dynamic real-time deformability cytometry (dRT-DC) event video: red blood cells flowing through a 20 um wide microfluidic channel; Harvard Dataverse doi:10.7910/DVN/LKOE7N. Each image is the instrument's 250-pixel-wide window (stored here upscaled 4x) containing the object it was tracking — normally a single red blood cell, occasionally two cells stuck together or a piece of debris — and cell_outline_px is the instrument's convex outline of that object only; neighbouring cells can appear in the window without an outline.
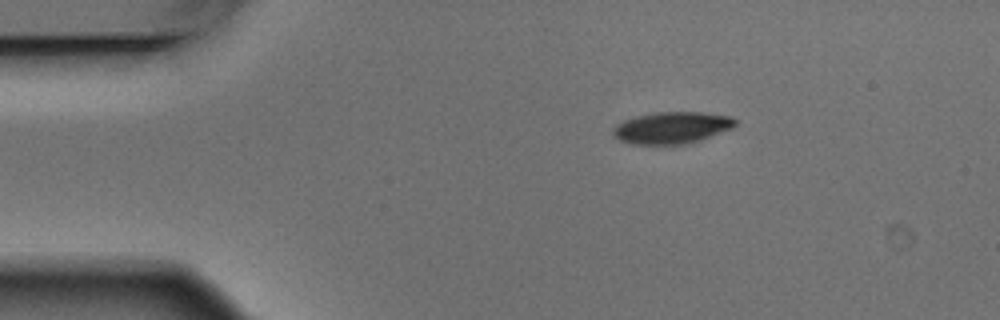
{"species": "Egyptian fruit bat (a non-hibernating species)", "species_latin": "Rousettus aegyptiacus", "temperature_condition": "warm", "stored_images_in_passage": 3, "camera_frame_rate_fps": 3000, "um_per_image_px": 0.085, "animal": {"sex": "male"}, "frame": {"image": 1, "passage_image": 1, "time_ms": 0.0, "image_size_px": [1000, 320], "cell_outline_px": [[736, 124], [732, 128], [700, 140], [684, 144], [632, 144], [620, 140], [612, 136], [612, 128], [616, 124], [624, 120], [636, 116], [656, 112], [704, 112], [732, 116], [736, 120]], "centroid_in_image_um": [57.09, 10.85], "position_along_channel_um": 27.9, "area_um2": 22.72}}
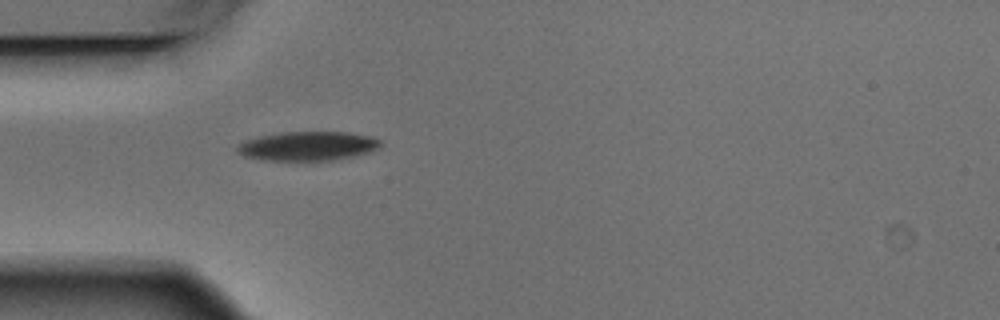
{"frame": {"image": 2, "passage_image": 3, "time_ms": 0.667, "image_size_px": [1000, 320], "cell_outline_px": [[380, 144], [372, 152], [336, 160], [264, 160], [244, 156], [236, 152], [236, 148], [240, 144], [248, 140], [260, 136], [280, 132], [348, 132], [372, 136], [380, 140]], "centroid_in_image_um": [26.19, 12.41], "position_along_channel_um": 58.8, "area_um2": 24.28}}